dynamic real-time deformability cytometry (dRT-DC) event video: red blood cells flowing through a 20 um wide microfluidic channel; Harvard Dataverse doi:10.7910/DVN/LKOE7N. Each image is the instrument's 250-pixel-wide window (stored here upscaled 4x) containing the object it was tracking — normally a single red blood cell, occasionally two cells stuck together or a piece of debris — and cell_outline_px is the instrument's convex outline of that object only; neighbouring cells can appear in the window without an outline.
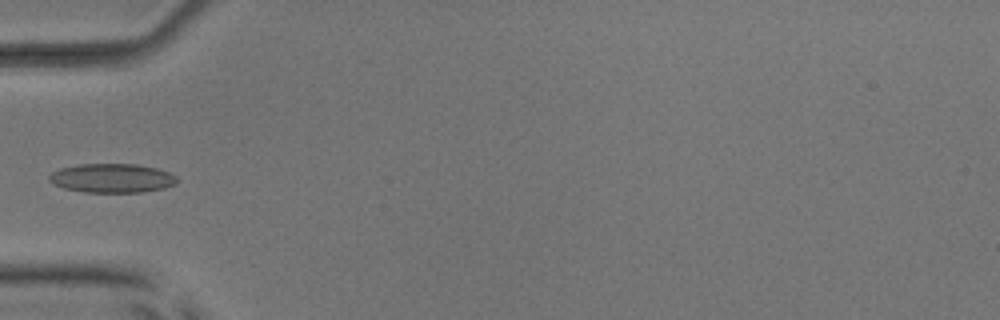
{"species": "common noctule bat (a hibernating species)", "species_latin": "Nyctalus noctula", "temperature_condition": "room temperature", "stored_images_in_passage": 36, "camera_frame_rate_fps": 3000, "um_per_image_px": 0.085, "animal": {"sex": "male", "body_mass_g": 17.9, "forearm_length_mm": 54.2}, "frame": {"image": 1, "passage_image": 1, "time_ms": 0.0, "image_size_px": [1000, 320], "cell_outline_px": [[176, 184], [164, 188], [140, 192], [84, 192], [64, 188], [52, 184], [48, 180], [48, 176], [52, 172], [60, 168], [80, 164], [136, 164], [156, 168], [168, 172], [176, 176]], "centroid_in_image_um": [9.49, 15.14], "position_along_channel_um": 75.5, "area_um2": 21.62}}
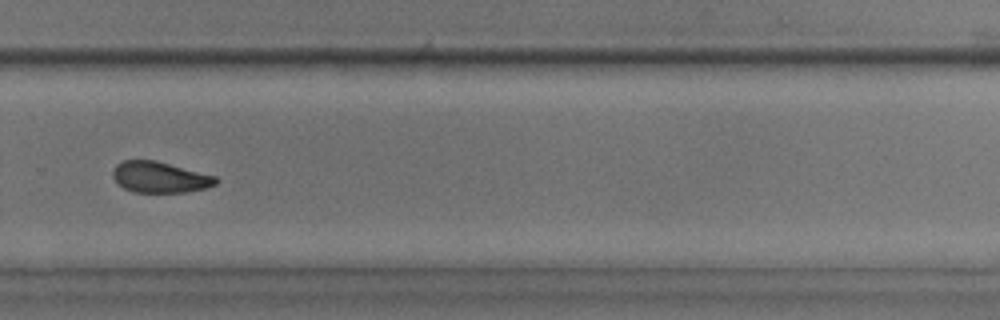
{"frame": {"image": 2, "passage_image": 20, "time_ms": 6.333, "image_size_px": [1000, 320], "cell_outline_px": [[220, 180], [216, 184], [204, 188], [184, 192], [136, 192], [124, 188], [116, 184], [112, 176], [112, 172], [116, 164], [124, 160], [156, 160], [216, 176]], "centroid_in_image_um": [13.56, 15.05], "position_along_channel_um": 316.2, "area_um2": 18.67}}
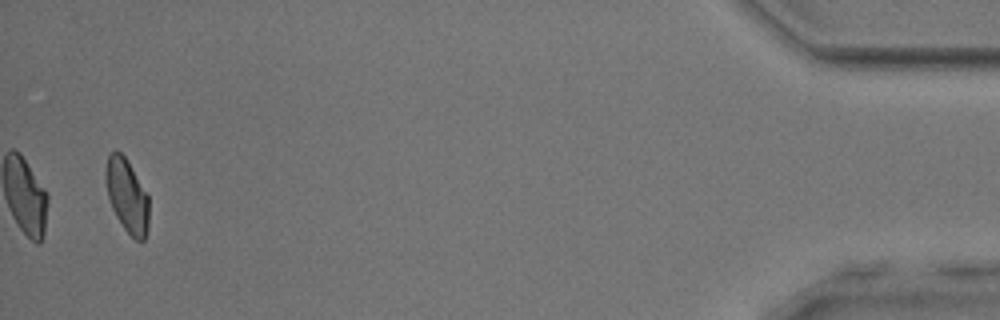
{"frame": {"image": 3, "passage_image": 35, "time_ms": 11.333, "image_size_px": [1000, 320], "cell_outline_px": [[148, 228], [144, 240], [136, 240], [124, 228], [116, 216], [112, 208], [108, 196], [104, 172], [108, 156], [116, 148], [124, 156], [148, 196]], "centroid_in_image_um": [10.77, 16.63], "position_along_channel_um": 424.4, "area_um2": 18.21}}